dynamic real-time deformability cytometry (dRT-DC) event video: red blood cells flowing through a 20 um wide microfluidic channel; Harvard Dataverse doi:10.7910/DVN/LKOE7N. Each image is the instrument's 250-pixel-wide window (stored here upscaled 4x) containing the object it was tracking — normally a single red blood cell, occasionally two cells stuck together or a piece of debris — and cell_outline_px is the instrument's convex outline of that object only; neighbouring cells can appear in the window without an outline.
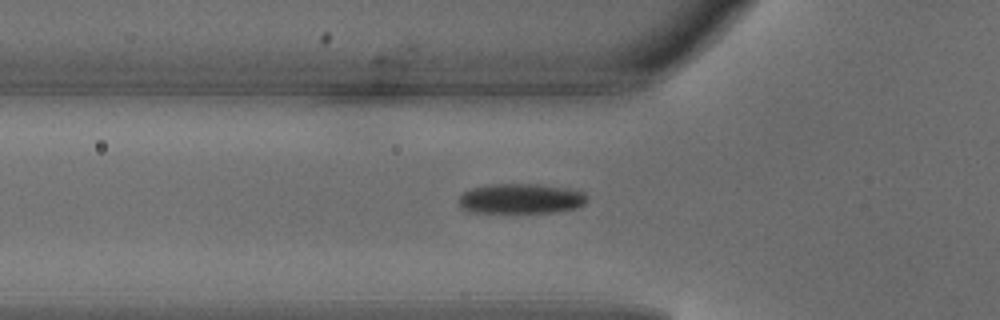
{"species": "common noctule bat (a hibernating species)", "species_latin": "Nyctalus noctula", "temperature_condition": "warm", "stored_images_in_passage": 5, "segment_of_instrument_passage": [2, 2], "camera_frame_rate_fps": 3000, "um_per_image_px": 0.085, "animal": {"sex": "male", "body_mass_g": 18.8}, "frame": {"image": 1, "passage_image": 5, "time_ms": 1.333, "image_size_px": [1000, 320], "cell_outline_px": [[588, 200], [584, 204], [576, 208], [552, 212], [468, 212], [460, 204], [460, 196], [464, 192], [472, 188], [492, 184], [536, 184], [568, 188], [584, 192], [588, 196]], "centroid_in_image_um": [44.32, 16.88], "position_along_channel_um": 81.5, "area_um2": 22.31}}